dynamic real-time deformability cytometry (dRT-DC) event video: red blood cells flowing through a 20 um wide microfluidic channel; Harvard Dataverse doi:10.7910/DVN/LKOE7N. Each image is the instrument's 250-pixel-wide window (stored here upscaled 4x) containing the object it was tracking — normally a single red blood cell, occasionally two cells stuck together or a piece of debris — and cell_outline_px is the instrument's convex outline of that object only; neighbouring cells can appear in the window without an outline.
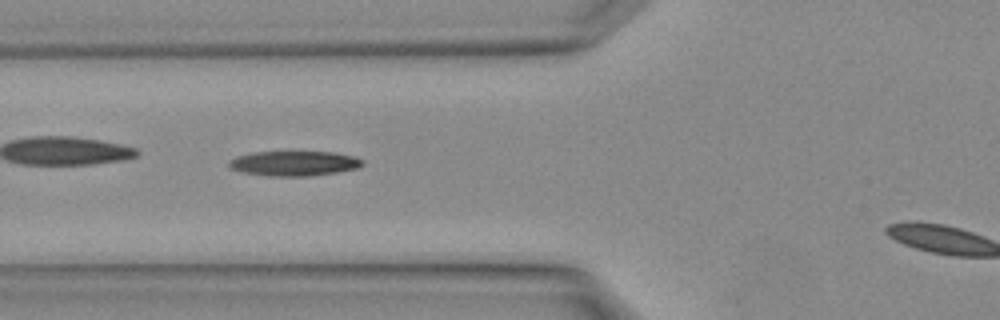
{"species": "Egyptian fruit bat (a non-hibernating species)", "species_latin": "Rousettus aegyptiacus", "temperature_condition": "warm", "stored_images_in_passage": 3, "camera_frame_rate_fps": 3000, "um_per_image_px": 0.085, "animal": {"sex": "female"}, "frame": {"image": 1, "passage_image": 3, "time_ms": 0.667, "image_size_px": [1000, 320], "cell_outline_px": [[364, 164], [356, 168], [336, 172], [308, 176], [272, 176], [244, 172], [232, 168], [228, 164], [228, 160], [236, 156], [252, 152], [332, 152], [356, 156], [364, 160]], "centroid_in_image_um": [25.02, 13.88], "position_along_channel_um": 100.8, "area_um2": 19.25}}